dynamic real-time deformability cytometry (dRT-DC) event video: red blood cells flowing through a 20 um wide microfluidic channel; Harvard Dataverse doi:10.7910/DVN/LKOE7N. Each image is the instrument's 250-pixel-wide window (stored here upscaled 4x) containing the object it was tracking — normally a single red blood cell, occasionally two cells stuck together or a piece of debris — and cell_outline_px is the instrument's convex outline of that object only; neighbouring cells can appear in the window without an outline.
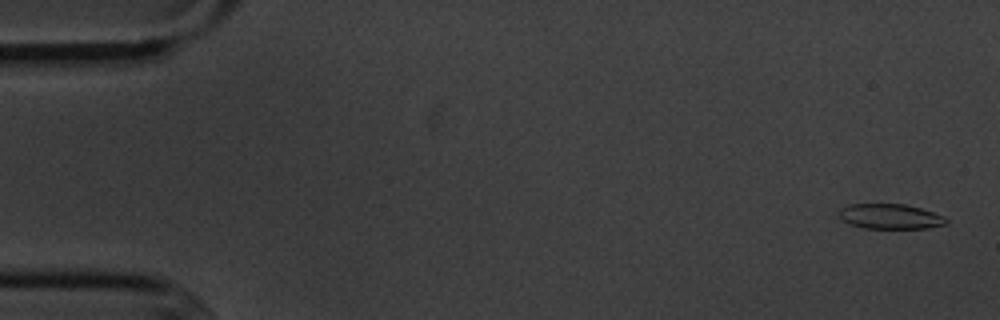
{"species": "common noctule bat (a hibernating species)", "species_latin": "Nyctalus noctula", "temperature_condition": "cold", "stored_images_in_passage": 5, "camera_frame_rate_fps": 3000, "um_per_image_px": 0.085, "animal": {"sex": "male", "body_mass_g": 20.1, "forearm_length_mm": 53.5}, "frame": {"image": 1, "passage_image": 1, "time_ms": 0.0, "image_size_px": [1000, 320], "cell_outline_px": [[948, 224], [928, 228], [864, 228], [848, 224], [840, 216], [840, 208], [848, 204], [904, 204], [920, 208], [944, 216], [948, 220]], "centroid_in_image_um": [75.68, 18.4], "position_along_channel_um": 9.3, "area_um2": 15.61}}
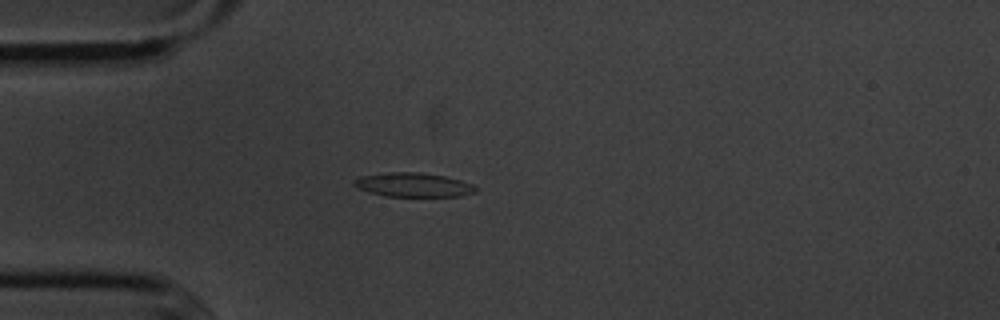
{"frame": {"image": 2, "passage_image": 5, "time_ms": 4.333, "image_size_px": [1000, 320], "cell_outline_px": [[476, 192], [460, 196], [384, 196], [368, 192], [352, 184], [360, 176], [392, 172], [420, 172], [444, 176], [460, 180], [472, 184], [476, 188]], "centroid_in_image_um": [35.14, 15.71], "position_along_channel_um": 49.9, "area_um2": 16.88}}